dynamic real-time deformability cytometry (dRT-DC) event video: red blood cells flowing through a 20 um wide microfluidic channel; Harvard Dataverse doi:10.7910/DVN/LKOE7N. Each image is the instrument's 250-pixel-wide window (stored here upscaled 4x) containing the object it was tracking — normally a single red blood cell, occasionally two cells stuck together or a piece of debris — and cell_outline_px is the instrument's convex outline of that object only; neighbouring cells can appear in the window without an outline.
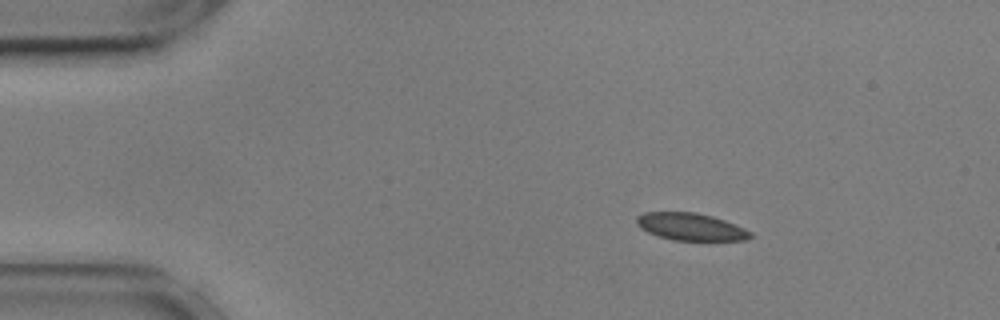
{"species": "common noctule bat (a hibernating species)", "species_latin": "Nyctalus noctula", "temperature_condition": "cold", "stored_images_in_passage": 48, "camera_frame_rate_fps": 3000, "um_per_image_px": 0.085, "animal": {"sex": "male", "body_mass_g": 17.9, "forearm_length_mm": 54.2}, "frame": {"image": 1, "passage_image": 1, "time_ms": 0.0, "image_size_px": [1000, 320], "cell_outline_px": [[752, 236], [748, 240], [672, 240], [648, 232], [640, 228], [636, 224], [636, 216], [644, 212], [696, 212], [712, 216], [724, 220], [744, 228], [752, 232]], "centroid_in_image_um": [58.7, 19.27], "position_along_channel_um": 26.3, "area_um2": 18.09}}
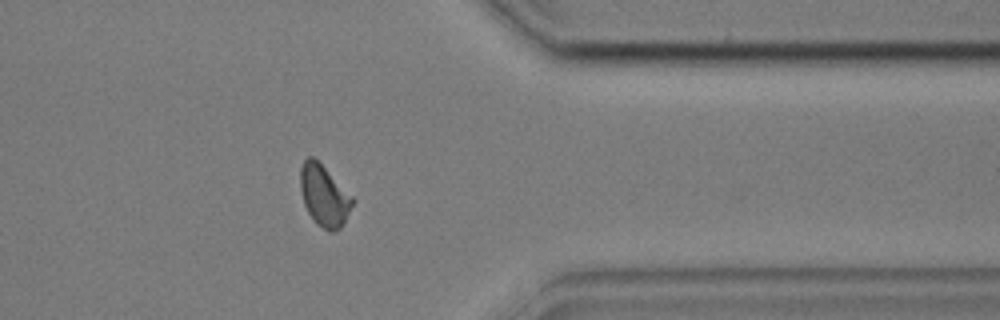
{"frame": {"image": 2, "passage_image": 37, "time_ms": 12.0, "image_size_px": [1000, 320], "cell_outline_px": [[356, 200], [344, 224], [340, 228], [332, 232], [328, 232], [316, 224], [312, 220], [304, 204], [300, 188], [300, 168], [304, 160], [308, 156], [312, 156]], "centroid_in_image_um": [27.55, 16.68], "position_along_channel_um": 383.8, "area_um2": 18.61}}
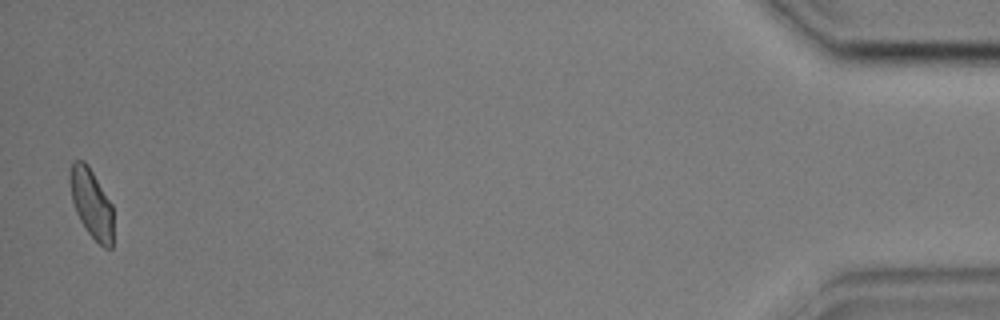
{"frame": {"image": 3, "passage_image": 47, "time_ms": 15.333, "image_size_px": [1000, 320], "cell_outline_px": [[112, 248], [104, 248], [88, 232], [80, 220], [76, 212], [72, 200], [68, 180], [68, 176], [72, 160], [84, 160], [88, 164], [112, 204]], "centroid_in_image_um": [7.74, 17.23], "position_along_channel_um": 427.5, "area_um2": 17.51}, "authors_computed_cell_mechanics": {"area_um2": 18.6405, "velocity_mm_per_s": 3.5929, "shape_relaxation_time_tau1_ms": 6.3933, "shape_relaxation_time_tau2_ms": null, "deformation_change_tau1": 0.0967, "deformation_change_tau2": null}}